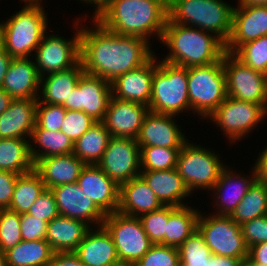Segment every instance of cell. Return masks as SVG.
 <instances>
[{"instance_id":"44dd1931","label":"cell","mask_w":267,"mask_h":266,"mask_svg":"<svg viewBox=\"0 0 267 266\" xmlns=\"http://www.w3.org/2000/svg\"><path fill=\"white\" fill-rule=\"evenodd\" d=\"M77 183L83 193L106 215L118 210L120 186L97 164L85 165Z\"/></svg>"},{"instance_id":"e575fe53","label":"cell","mask_w":267,"mask_h":266,"mask_svg":"<svg viewBox=\"0 0 267 266\" xmlns=\"http://www.w3.org/2000/svg\"><path fill=\"white\" fill-rule=\"evenodd\" d=\"M53 254L46 240H22L5 252L7 266H48Z\"/></svg>"},{"instance_id":"94428289","label":"cell","mask_w":267,"mask_h":266,"mask_svg":"<svg viewBox=\"0 0 267 266\" xmlns=\"http://www.w3.org/2000/svg\"><path fill=\"white\" fill-rule=\"evenodd\" d=\"M3 21H0V49L3 48Z\"/></svg>"},{"instance_id":"60d3db41","label":"cell","mask_w":267,"mask_h":266,"mask_svg":"<svg viewBox=\"0 0 267 266\" xmlns=\"http://www.w3.org/2000/svg\"><path fill=\"white\" fill-rule=\"evenodd\" d=\"M21 214L0 209V250L5 253L22 241Z\"/></svg>"},{"instance_id":"f6af8a7d","label":"cell","mask_w":267,"mask_h":266,"mask_svg":"<svg viewBox=\"0 0 267 266\" xmlns=\"http://www.w3.org/2000/svg\"><path fill=\"white\" fill-rule=\"evenodd\" d=\"M96 121L83 111L66 110L60 131L75 143Z\"/></svg>"},{"instance_id":"5bb4252c","label":"cell","mask_w":267,"mask_h":266,"mask_svg":"<svg viewBox=\"0 0 267 266\" xmlns=\"http://www.w3.org/2000/svg\"><path fill=\"white\" fill-rule=\"evenodd\" d=\"M97 165L119 186L141 173L140 147L132 138L111 137Z\"/></svg>"},{"instance_id":"ba28073f","label":"cell","mask_w":267,"mask_h":266,"mask_svg":"<svg viewBox=\"0 0 267 266\" xmlns=\"http://www.w3.org/2000/svg\"><path fill=\"white\" fill-rule=\"evenodd\" d=\"M202 146L188 140L177 157L176 170L192 194L197 190L210 191L226 166L220 153Z\"/></svg>"},{"instance_id":"d6a6232c","label":"cell","mask_w":267,"mask_h":266,"mask_svg":"<svg viewBox=\"0 0 267 266\" xmlns=\"http://www.w3.org/2000/svg\"><path fill=\"white\" fill-rule=\"evenodd\" d=\"M111 139L102 121H96L75 143L73 154L86 165L97 164Z\"/></svg>"},{"instance_id":"6da1fadb","label":"cell","mask_w":267,"mask_h":266,"mask_svg":"<svg viewBox=\"0 0 267 266\" xmlns=\"http://www.w3.org/2000/svg\"><path fill=\"white\" fill-rule=\"evenodd\" d=\"M80 20V61L85 73L112 82L116 77L141 67L154 55L152 43L136 36L118 35L95 19L92 26ZM82 25V26H81Z\"/></svg>"},{"instance_id":"6125c7cd","label":"cell","mask_w":267,"mask_h":266,"mask_svg":"<svg viewBox=\"0 0 267 266\" xmlns=\"http://www.w3.org/2000/svg\"><path fill=\"white\" fill-rule=\"evenodd\" d=\"M24 3L25 2H30V3H43V0H22Z\"/></svg>"},{"instance_id":"9f6ffc18","label":"cell","mask_w":267,"mask_h":266,"mask_svg":"<svg viewBox=\"0 0 267 266\" xmlns=\"http://www.w3.org/2000/svg\"><path fill=\"white\" fill-rule=\"evenodd\" d=\"M261 150L262 152H259L255 162L258 166L260 176L267 178V146Z\"/></svg>"},{"instance_id":"74e56055","label":"cell","mask_w":267,"mask_h":266,"mask_svg":"<svg viewBox=\"0 0 267 266\" xmlns=\"http://www.w3.org/2000/svg\"><path fill=\"white\" fill-rule=\"evenodd\" d=\"M141 171L171 170L176 168L181 148L139 146Z\"/></svg>"},{"instance_id":"cb8c5ba5","label":"cell","mask_w":267,"mask_h":266,"mask_svg":"<svg viewBox=\"0 0 267 266\" xmlns=\"http://www.w3.org/2000/svg\"><path fill=\"white\" fill-rule=\"evenodd\" d=\"M75 253L85 266H117L121 264L112 236L103 225L91 227Z\"/></svg>"},{"instance_id":"b9f144b4","label":"cell","mask_w":267,"mask_h":266,"mask_svg":"<svg viewBox=\"0 0 267 266\" xmlns=\"http://www.w3.org/2000/svg\"><path fill=\"white\" fill-rule=\"evenodd\" d=\"M144 231L153 244L165 245L166 224L168 223V206L143 214L139 217Z\"/></svg>"},{"instance_id":"484cf974","label":"cell","mask_w":267,"mask_h":266,"mask_svg":"<svg viewBox=\"0 0 267 266\" xmlns=\"http://www.w3.org/2000/svg\"><path fill=\"white\" fill-rule=\"evenodd\" d=\"M140 175L164 206L183 207L188 205V202L183 200H187L189 196L191 197L192 193L176 168L171 170L141 171Z\"/></svg>"},{"instance_id":"2e32d148","label":"cell","mask_w":267,"mask_h":266,"mask_svg":"<svg viewBox=\"0 0 267 266\" xmlns=\"http://www.w3.org/2000/svg\"><path fill=\"white\" fill-rule=\"evenodd\" d=\"M229 167L230 165H226L222 169L219 179L211 189L213 199H215L214 202L211 203H213L212 207L216 211V215L230 216L236 206L241 202L250 186L260 176L256 163L251 167L250 176L246 175V177L244 173H239L236 169L233 171V169Z\"/></svg>"},{"instance_id":"1f68e13d","label":"cell","mask_w":267,"mask_h":266,"mask_svg":"<svg viewBox=\"0 0 267 266\" xmlns=\"http://www.w3.org/2000/svg\"><path fill=\"white\" fill-rule=\"evenodd\" d=\"M192 206H168L165 245L178 248L197 229L200 211Z\"/></svg>"},{"instance_id":"7c38bea8","label":"cell","mask_w":267,"mask_h":266,"mask_svg":"<svg viewBox=\"0 0 267 266\" xmlns=\"http://www.w3.org/2000/svg\"><path fill=\"white\" fill-rule=\"evenodd\" d=\"M80 19L74 20L75 35L69 39L59 33L44 35L32 56L40 77L69 69L80 61Z\"/></svg>"},{"instance_id":"11a10c76","label":"cell","mask_w":267,"mask_h":266,"mask_svg":"<svg viewBox=\"0 0 267 266\" xmlns=\"http://www.w3.org/2000/svg\"><path fill=\"white\" fill-rule=\"evenodd\" d=\"M12 57L6 52L4 48L0 49V88L3 84L5 74Z\"/></svg>"},{"instance_id":"277c9868","label":"cell","mask_w":267,"mask_h":266,"mask_svg":"<svg viewBox=\"0 0 267 266\" xmlns=\"http://www.w3.org/2000/svg\"><path fill=\"white\" fill-rule=\"evenodd\" d=\"M43 3L25 2L21 10L3 20V48L12 58H32L48 32V13Z\"/></svg>"},{"instance_id":"bcb514c9","label":"cell","mask_w":267,"mask_h":266,"mask_svg":"<svg viewBox=\"0 0 267 266\" xmlns=\"http://www.w3.org/2000/svg\"><path fill=\"white\" fill-rule=\"evenodd\" d=\"M27 213L46 222L59 216L60 214L53 192L50 189H45Z\"/></svg>"},{"instance_id":"d590c367","label":"cell","mask_w":267,"mask_h":266,"mask_svg":"<svg viewBox=\"0 0 267 266\" xmlns=\"http://www.w3.org/2000/svg\"><path fill=\"white\" fill-rule=\"evenodd\" d=\"M267 215V178L259 176L230 217L237 224Z\"/></svg>"},{"instance_id":"680465c9","label":"cell","mask_w":267,"mask_h":266,"mask_svg":"<svg viewBox=\"0 0 267 266\" xmlns=\"http://www.w3.org/2000/svg\"><path fill=\"white\" fill-rule=\"evenodd\" d=\"M238 4L267 5V0H238Z\"/></svg>"},{"instance_id":"7a4b0ae2","label":"cell","mask_w":267,"mask_h":266,"mask_svg":"<svg viewBox=\"0 0 267 266\" xmlns=\"http://www.w3.org/2000/svg\"><path fill=\"white\" fill-rule=\"evenodd\" d=\"M167 18V0H113L95 20L118 35L151 42L161 41Z\"/></svg>"},{"instance_id":"52a82bcc","label":"cell","mask_w":267,"mask_h":266,"mask_svg":"<svg viewBox=\"0 0 267 266\" xmlns=\"http://www.w3.org/2000/svg\"><path fill=\"white\" fill-rule=\"evenodd\" d=\"M187 74L191 111L204 121L227 97L223 59L209 65L188 67Z\"/></svg>"},{"instance_id":"c3c4849f","label":"cell","mask_w":267,"mask_h":266,"mask_svg":"<svg viewBox=\"0 0 267 266\" xmlns=\"http://www.w3.org/2000/svg\"><path fill=\"white\" fill-rule=\"evenodd\" d=\"M48 222L35 218L28 213L21 214V236L22 240H45Z\"/></svg>"},{"instance_id":"8d00e7d4","label":"cell","mask_w":267,"mask_h":266,"mask_svg":"<svg viewBox=\"0 0 267 266\" xmlns=\"http://www.w3.org/2000/svg\"><path fill=\"white\" fill-rule=\"evenodd\" d=\"M45 189V184L34 169L20 174L15 183L9 210L18 214L27 213Z\"/></svg>"},{"instance_id":"9a60e30c","label":"cell","mask_w":267,"mask_h":266,"mask_svg":"<svg viewBox=\"0 0 267 266\" xmlns=\"http://www.w3.org/2000/svg\"><path fill=\"white\" fill-rule=\"evenodd\" d=\"M111 96L110 82L84 72L68 98V110L83 111L95 121H103Z\"/></svg>"},{"instance_id":"3957f363","label":"cell","mask_w":267,"mask_h":266,"mask_svg":"<svg viewBox=\"0 0 267 266\" xmlns=\"http://www.w3.org/2000/svg\"><path fill=\"white\" fill-rule=\"evenodd\" d=\"M160 42L169 50L161 60L186 68L220 61L226 52L225 44L212 33L168 18Z\"/></svg>"},{"instance_id":"4fadbf2b","label":"cell","mask_w":267,"mask_h":266,"mask_svg":"<svg viewBox=\"0 0 267 266\" xmlns=\"http://www.w3.org/2000/svg\"><path fill=\"white\" fill-rule=\"evenodd\" d=\"M222 59L227 96L260 104L267 110V75L248 67L233 53L225 52Z\"/></svg>"},{"instance_id":"db71d44e","label":"cell","mask_w":267,"mask_h":266,"mask_svg":"<svg viewBox=\"0 0 267 266\" xmlns=\"http://www.w3.org/2000/svg\"><path fill=\"white\" fill-rule=\"evenodd\" d=\"M80 2L86 3L87 5H91L94 6L92 8L94 11L91 12L92 14V18L96 19L101 13L102 11L113 1V0H78ZM93 4V5H92Z\"/></svg>"},{"instance_id":"f546056e","label":"cell","mask_w":267,"mask_h":266,"mask_svg":"<svg viewBox=\"0 0 267 266\" xmlns=\"http://www.w3.org/2000/svg\"><path fill=\"white\" fill-rule=\"evenodd\" d=\"M90 228L81 220L59 215L48 222L45 240L54 253L75 252Z\"/></svg>"},{"instance_id":"8992f818","label":"cell","mask_w":267,"mask_h":266,"mask_svg":"<svg viewBox=\"0 0 267 266\" xmlns=\"http://www.w3.org/2000/svg\"><path fill=\"white\" fill-rule=\"evenodd\" d=\"M157 60L155 54L149 111L175 116L187 111L193 113L188 97L187 68Z\"/></svg>"},{"instance_id":"d6986e66","label":"cell","mask_w":267,"mask_h":266,"mask_svg":"<svg viewBox=\"0 0 267 266\" xmlns=\"http://www.w3.org/2000/svg\"><path fill=\"white\" fill-rule=\"evenodd\" d=\"M176 118L149 111L136 139L139 146L182 148L189 139L182 133Z\"/></svg>"},{"instance_id":"d4e9b609","label":"cell","mask_w":267,"mask_h":266,"mask_svg":"<svg viewBox=\"0 0 267 266\" xmlns=\"http://www.w3.org/2000/svg\"><path fill=\"white\" fill-rule=\"evenodd\" d=\"M37 99H13L0 115V138L30 140L35 127Z\"/></svg>"},{"instance_id":"ab89813d","label":"cell","mask_w":267,"mask_h":266,"mask_svg":"<svg viewBox=\"0 0 267 266\" xmlns=\"http://www.w3.org/2000/svg\"><path fill=\"white\" fill-rule=\"evenodd\" d=\"M233 54L248 67L267 75V35L242 44Z\"/></svg>"},{"instance_id":"f907efd6","label":"cell","mask_w":267,"mask_h":266,"mask_svg":"<svg viewBox=\"0 0 267 266\" xmlns=\"http://www.w3.org/2000/svg\"><path fill=\"white\" fill-rule=\"evenodd\" d=\"M248 266H267V241L258 243L248 249Z\"/></svg>"},{"instance_id":"8fae6325","label":"cell","mask_w":267,"mask_h":266,"mask_svg":"<svg viewBox=\"0 0 267 266\" xmlns=\"http://www.w3.org/2000/svg\"><path fill=\"white\" fill-rule=\"evenodd\" d=\"M102 225L112 236L121 264H135L153 245L139 217L116 211L107 214Z\"/></svg>"},{"instance_id":"ac0fdd59","label":"cell","mask_w":267,"mask_h":266,"mask_svg":"<svg viewBox=\"0 0 267 266\" xmlns=\"http://www.w3.org/2000/svg\"><path fill=\"white\" fill-rule=\"evenodd\" d=\"M50 190L61 216L81 220L90 227L103 224L106 214L83 193L77 182L58 185Z\"/></svg>"},{"instance_id":"7bdbcfd3","label":"cell","mask_w":267,"mask_h":266,"mask_svg":"<svg viewBox=\"0 0 267 266\" xmlns=\"http://www.w3.org/2000/svg\"><path fill=\"white\" fill-rule=\"evenodd\" d=\"M134 266H180L179 250L172 246L153 244Z\"/></svg>"},{"instance_id":"be15d7a7","label":"cell","mask_w":267,"mask_h":266,"mask_svg":"<svg viewBox=\"0 0 267 266\" xmlns=\"http://www.w3.org/2000/svg\"><path fill=\"white\" fill-rule=\"evenodd\" d=\"M117 266H134V264H119Z\"/></svg>"},{"instance_id":"9c48e42d","label":"cell","mask_w":267,"mask_h":266,"mask_svg":"<svg viewBox=\"0 0 267 266\" xmlns=\"http://www.w3.org/2000/svg\"><path fill=\"white\" fill-rule=\"evenodd\" d=\"M210 215V216H209ZM203 213L200 210L197 229L204 237L212 254L240 259L244 264L248 258V247L244 241L241 225L230 216Z\"/></svg>"},{"instance_id":"91938a15","label":"cell","mask_w":267,"mask_h":266,"mask_svg":"<svg viewBox=\"0 0 267 266\" xmlns=\"http://www.w3.org/2000/svg\"><path fill=\"white\" fill-rule=\"evenodd\" d=\"M0 266H7L5 253H3L1 250H0Z\"/></svg>"},{"instance_id":"ffe728a7","label":"cell","mask_w":267,"mask_h":266,"mask_svg":"<svg viewBox=\"0 0 267 266\" xmlns=\"http://www.w3.org/2000/svg\"><path fill=\"white\" fill-rule=\"evenodd\" d=\"M148 112L149 107L147 105L120 100L111 96L102 122L111 137L136 140L144 117Z\"/></svg>"},{"instance_id":"30bf717a","label":"cell","mask_w":267,"mask_h":266,"mask_svg":"<svg viewBox=\"0 0 267 266\" xmlns=\"http://www.w3.org/2000/svg\"><path fill=\"white\" fill-rule=\"evenodd\" d=\"M265 118L267 110L262 105L227 96L206 121L210 120L216 124V127L224 132L223 135L229 143L235 142L236 145V142H241L251 135L249 133L254 132Z\"/></svg>"},{"instance_id":"4316f807","label":"cell","mask_w":267,"mask_h":266,"mask_svg":"<svg viewBox=\"0 0 267 266\" xmlns=\"http://www.w3.org/2000/svg\"><path fill=\"white\" fill-rule=\"evenodd\" d=\"M163 206L141 175L120 185L117 211L122 214L140 217Z\"/></svg>"},{"instance_id":"f1b7e54d","label":"cell","mask_w":267,"mask_h":266,"mask_svg":"<svg viewBox=\"0 0 267 266\" xmlns=\"http://www.w3.org/2000/svg\"><path fill=\"white\" fill-rule=\"evenodd\" d=\"M86 164L73 153L38 159L34 170L39 174L46 189L77 182Z\"/></svg>"},{"instance_id":"4dcf8cb0","label":"cell","mask_w":267,"mask_h":266,"mask_svg":"<svg viewBox=\"0 0 267 266\" xmlns=\"http://www.w3.org/2000/svg\"><path fill=\"white\" fill-rule=\"evenodd\" d=\"M29 146L33 162L51 156L71 154L74 150V143L62 131H50L41 127H34L32 130Z\"/></svg>"},{"instance_id":"681fc988","label":"cell","mask_w":267,"mask_h":266,"mask_svg":"<svg viewBox=\"0 0 267 266\" xmlns=\"http://www.w3.org/2000/svg\"><path fill=\"white\" fill-rule=\"evenodd\" d=\"M19 174L0 170V209H9Z\"/></svg>"},{"instance_id":"83f0119b","label":"cell","mask_w":267,"mask_h":266,"mask_svg":"<svg viewBox=\"0 0 267 266\" xmlns=\"http://www.w3.org/2000/svg\"><path fill=\"white\" fill-rule=\"evenodd\" d=\"M84 73L81 61L73 67L41 77L37 103L62 105L68 110V98Z\"/></svg>"},{"instance_id":"f35d334b","label":"cell","mask_w":267,"mask_h":266,"mask_svg":"<svg viewBox=\"0 0 267 266\" xmlns=\"http://www.w3.org/2000/svg\"><path fill=\"white\" fill-rule=\"evenodd\" d=\"M180 266H208L212 255L204 237L196 229L179 247Z\"/></svg>"},{"instance_id":"7402d4cb","label":"cell","mask_w":267,"mask_h":266,"mask_svg":"<svg viewBox=\"0 0 267 266\" xmlns=\"http://www.w3.org/2000/svg\"><path fill=\"white\" fill-rule=\"evenodd\" d=\"M154 76V56L144 65L116 77L111 83L112 96L149 106Z\"/></svg>"},{"instance_id":"7dc6e473","label":"cell","mask_w":267,"mask_h":266,"mask_svg":"<svg viewBox=\"0 0 267 266\" xmlns=\"http://www.w3.org/2000/svg\"><path fill=\"white\" fill-rule=\"evenodd\" d=\"M241 229L248 249L267 241V215L244 222Z\"/></svg>"},{"instance_id":"6f0895ef","label":"cell","mask_w":267,"mask_h":266,"mask_svg":"<svg viewBox=\"0 0 267 266\" xmlns=\"http://www.w3.org/2000/svg\"><path fill=\"white\" fill-rule=\"evenodd\" d=\"M13 98L0 88V115L9 108V105Z\"/></svg>"},{"instance_id":"5b68a950","label":"cell","mask_w":267,"mask_h":266,"mask_svg":"<svg viewBox=\"0 0 267 266\" xmlns=\"http://www.w3.org/2000/svg\"><path fill=\"white\" fill-rule=\"evenodd\" d=\"M233 10L223 0H168L171 22L212 33L224 44L231 33Z\"/></svg>"},{"instance_id":"603a6c76","label":"cell","mask_w":267,"mask_h":266,"mask_svg":"<svg viewBox=\"0 0 267 266\" xmlns=\"http://www.w3.org/2000/svg\"><path fill=\"white\" fill-rule=\"evenodd\" d=\"M40 79L33 57L12 58L1 88L13 99H37Z\"/></svg>"},{"instance_id":"e0dca14e","label":"cell","mask_w":267,"mask_h":266,"mask_svg":"<svg viewBox=\"0 0 267 266\" xmlns=\"http://www.w3.org/2000/svg\"><path fill=\"white\" fill-rule=\"evenodd\" d=\"M267 35V5L238 4L225 51L234 53L242 44Z\"/></svg>"},{"instance_id":"f5cc1de1","label":"cell","mask_w":267,"mask_h":266,"mask_svg":"<svg viewBox=\"0 0 267 266\" xmlns=\"http://www.w3.org/2000/svg\"><path fill=\"white\" fill-rule=\"evenodd\" d=\"M244 263L233 257L212 254L208 260V266H243Z\"/></svg>"},{"instance_id":"836d02e7","label":"cell","mask_w":267,"mask_h":266,"mask_svg":"<svg viewBox=\"0 0 267 266\" xmlns=\"http://www.w3.org/2000/svg\"><path fill=\"white\" fill-rule=\"evenodd\" d=\"M34 169L29 140L0 138V170L24 174Z\"/></svg>"},{"instance_id":"ee69618b","label":"cell","mask_w":267,"mask_h":266,"mask_svg":"<svg viewBox=\"0 0 267 266\" xmlns=\"http://www.w3.org/2000/svg\"><path fill=\"white\" fill-rule=\"evenodd\" d=\"M65 115L66 109L62 105L37 103L35 127L60 131Z\"/></svg>"},{"instance_id":"816d5d0a","label":"cell","mask_w":267,"mask_h":266,"mask_svg":"<svg viewBox=\"0 0 267 266\" xmlns=\"http://www.w3.org/2000/svg\"><path fill=\"white\" fill-rule=\"evenodd\" d=\"M48 266H85L75 252L54 253Z\"/></svg>"}]
</instances>
